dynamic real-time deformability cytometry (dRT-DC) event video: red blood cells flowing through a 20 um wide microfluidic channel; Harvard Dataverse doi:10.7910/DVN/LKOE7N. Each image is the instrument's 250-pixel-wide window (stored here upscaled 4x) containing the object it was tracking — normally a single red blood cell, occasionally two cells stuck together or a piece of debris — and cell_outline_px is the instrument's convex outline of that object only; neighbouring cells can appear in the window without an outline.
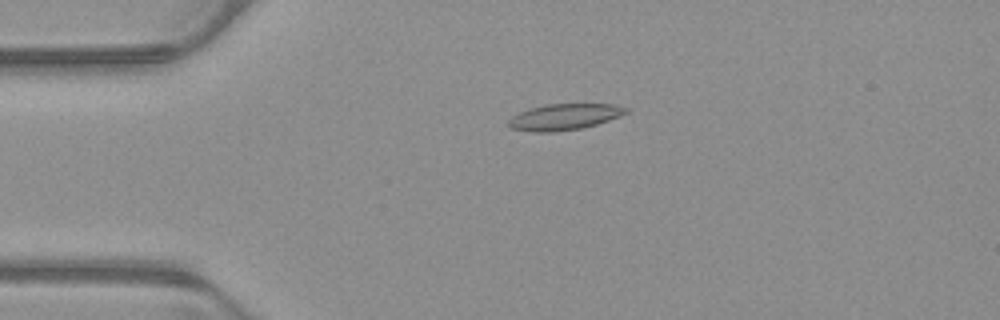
{"species": "common noctule bat (a hibernating species)", "species_latin": "Nyctalus noctula", "temperature_condition": "warm", "stored_images_in_passage": 53, "camera_frame_rate_fps": 3000, "um_per_image_px": 0.085, "animal": {"sex": "male", "body_mass_g": 23.1, "forearm_length_mm": 52.7}, "frame": {"image": 1, "passage_image": 12, "time_ms": 3.667, "image_size_px": [1000, 320], "cell_outline_px": [[628, 112], [620, 116], [596, 124], [580, 128], [552, 132], [532, 132], [508, 128], [508, 120], [512, 116], [520, 112], [544, 104], [616, 104], [628, 108]], "centroid_in_image_um": [47.95, 9.93], "position_along_channel_um": 37.1, "area_um2": 17.86}}
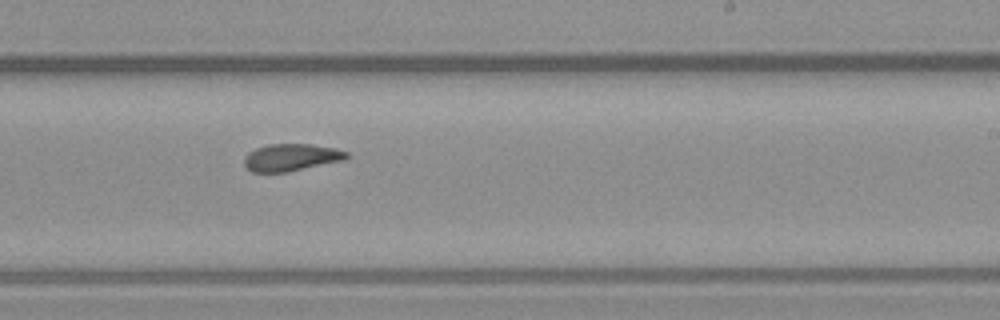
{"frame": {"image": 2, "passage_image": 32, "time_ms": 10.333, "image_size_px": [1000, 320], "cell_outline_px": [[348, 156], [344, 160], [288, 172], [252, 172], [244, 164], [244, 156], [248, 152], [256, 148], [268, 144], [312, 144], [336, 148], [348, 152]], "centroid_in_image_um": [24.75, 13.37], "position_along_channel_um": 264.3, "area_um2": 16.3}}
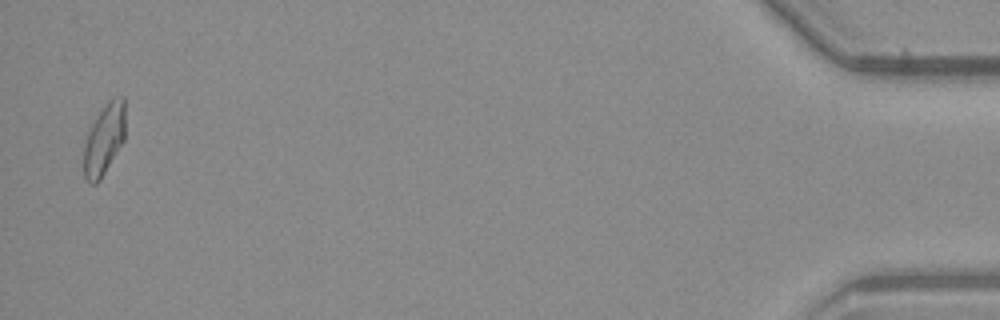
{"frame": {"image": 3, "passage_image": 52, "time_ms": 17.0, "image_size_px": [1000, 320], "cell_outline_px": [[124, 140], [100, 180], [96, 184], [88, 184], [84, 176], [84, 148], [88, 132], [96, 116], [108, 100], [112, 96], [124, 96]], "centroid_in_image_um": [8.85, 11.84], "position_along_channel_um": 426.4, "area_um2": 17.11}, "authors_computed_cell_mechanics": {"area_um2": 16.9354, "velocity_mm_per_s": 3.8932, "shape_relaxation_time_tau1_ms": 9.2808, "shape_relaxation_time_tau2_ms": null, "deformation_change_tau1": 0.1856, "deformation_change_tau2": null}}